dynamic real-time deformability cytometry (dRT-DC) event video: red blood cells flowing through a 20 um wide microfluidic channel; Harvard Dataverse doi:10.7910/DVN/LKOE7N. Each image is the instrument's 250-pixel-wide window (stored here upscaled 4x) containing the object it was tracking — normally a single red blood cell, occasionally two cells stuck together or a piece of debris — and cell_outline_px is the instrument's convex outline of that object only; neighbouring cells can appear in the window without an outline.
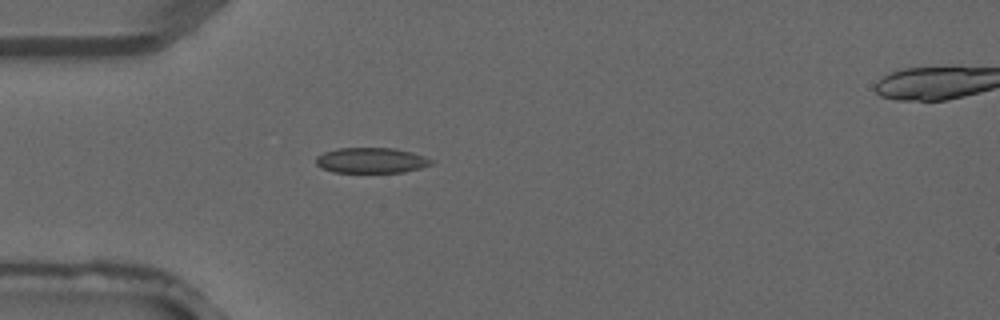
{"species": "common noctule bat (a hibernating species)", "species_latin": "Nyctalus noctula", "temperature_condition": "warm", "stored_images_in_passage": 3, "segment_of_instrument_passage": [1, 2], "camera_frame_rate_fps": 3000, "um_per_image_px": 0.085, "animal": {"sex": "male", "forearm_length_mm": 52.5}, "frame": {"image": 1, "passage_image": 2, "time_ms": 0.333, "image_size_px": [1000, 320], "cell_outline_px": [[436, 160], [432, 164], [420, 168], [404, 172], [332, 172], [320, 168], [316, 164], [316, 156], [324, 152], [336, 148], [396, 148], [412, 152]], "centroid_in_image_um": [31.56, 13.63], "position_along_channel_um": 53.4, "area_um2": 17.28}}